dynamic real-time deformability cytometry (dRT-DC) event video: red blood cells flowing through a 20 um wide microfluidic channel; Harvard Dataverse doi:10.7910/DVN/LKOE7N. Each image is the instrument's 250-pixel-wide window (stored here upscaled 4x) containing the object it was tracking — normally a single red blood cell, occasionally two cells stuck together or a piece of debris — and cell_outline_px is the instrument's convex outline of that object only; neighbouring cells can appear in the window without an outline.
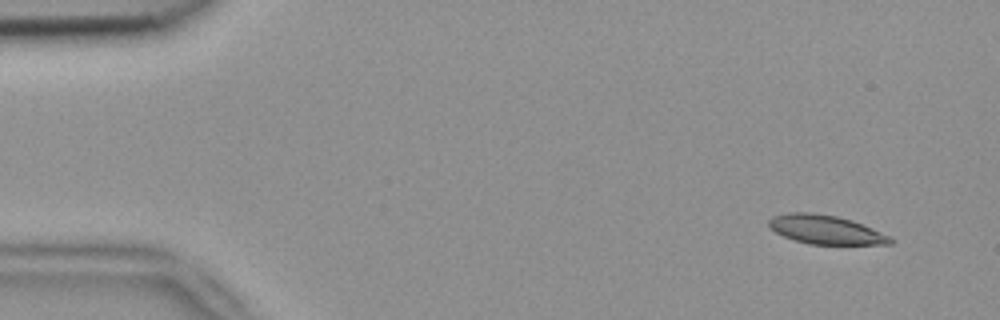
{"species": "common noctule bat (a hibernating species)", "species_latin": "Nyctalus noctula", "temperature_condition": "room temperature", "stored_images_in_passage": 4, "camera_frame_rate_fps": 3000, "um_per_image_px": 0.085, "animal": {"sex": "female", "body_mass_g": 18.4}, "frame": {"image": 1, "passage_image": 1, "time_ms": 0.0, "image_size_px": [1000, 320], "cell_outline_px": [[896, 240], [892, 244], [808, 244], [784, 236], [776, 232], [768, 224], [768, 220], [772, 216], [788, 212], [812, 212], [836, 216], [852, 220], [892, 236]], "centroid_in_image_um": [70.22, 19.51], "position_along_channel_um": 14.8, "area_um2": 20.52}}
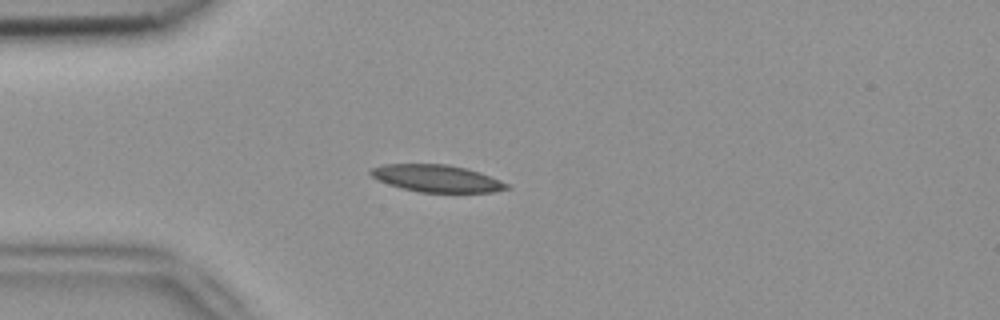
{"frame": {"image": 2, "passage_image": 4, "time_ms": 1.0, "image_size_px": [1000, 320], "cell_outline_px": [[508, 188], [492, 192], [420, 192], [400, 188], [388, 184], [372, 176], [368, 172], [372, 168], [384, 164], [448, 164], [464, 168], [500, 180], [508, 184]], "centroid_in_image_um": [37.07, 15.16], "position_along_channel_um": 47.9, "area_um2": 21.15}}